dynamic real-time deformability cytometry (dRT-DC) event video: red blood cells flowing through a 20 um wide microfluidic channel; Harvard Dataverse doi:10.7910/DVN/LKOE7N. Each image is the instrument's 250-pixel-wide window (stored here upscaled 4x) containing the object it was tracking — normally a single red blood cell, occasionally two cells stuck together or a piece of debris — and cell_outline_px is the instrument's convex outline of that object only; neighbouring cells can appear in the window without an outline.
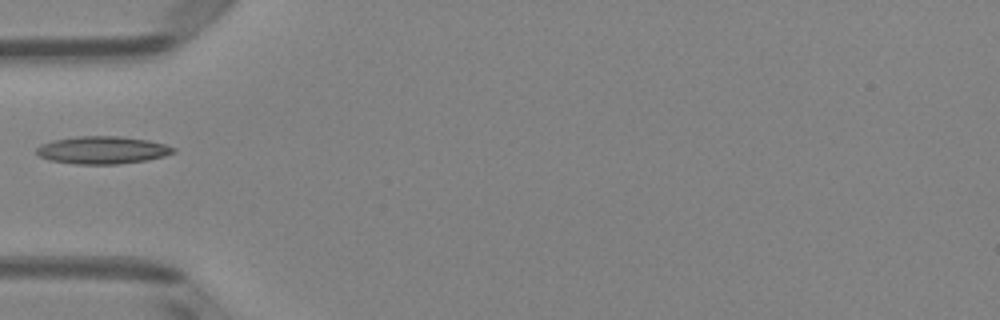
{"species": "Egyptian fruit bat (a non-hibernating species)", "species_latin": "Rousettus aegyptiacus", "temperature_condition": "room temperature", "stored_images_in_passage": 34, "camera_frame_rate_fps": 3000, "um_per_image_px": 0.085, "animal": {"sex": "female"}, "frame": {"image": 1, "passage_image": 1, "time_ms": 0.0, "image_size_px": [1000, 320], "cell_outline_px": [[176, 152], [164, 156], [144, 160], [116, 164], [76, 164], [48, 160], [40, 156], [36, 152], [36, 148], [40, 144], [52, 140], [76, 136], [120, 136], [148, 140], [164, 144], [176, 148]], "centroid_in_image_um": [8.68, 12.75], "position_along_channel_um": 76.3, "area_um2": 22.02}}
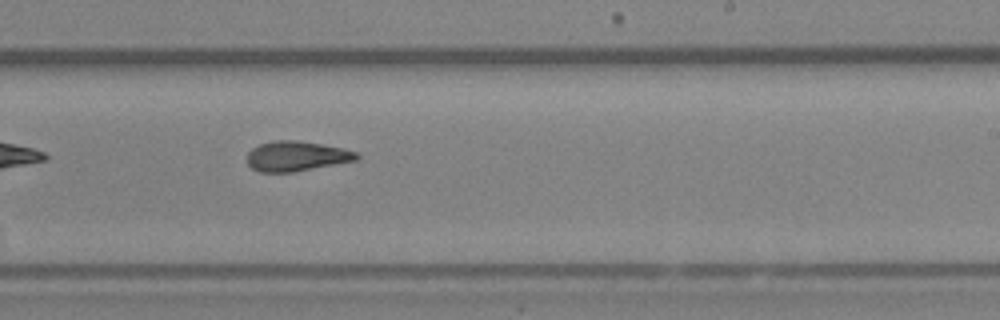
{"frame": {"image": 2, "passage_image": 15, "time_ms": 4.667, "image_size_px": [1000, 320], "cell_outline_px": [[360, 156], [356, 160], [292, 172], [260, 172], [252, 168], [248, 164], [248, 152], [252, 148], [260, 144], [272, 140], [296, 140], [344, 148], [356, 152]], "centroid_in_image_um": [25.18, 13.26], "position_along_channel_um": 263.8, "area_um2": 18.96}}
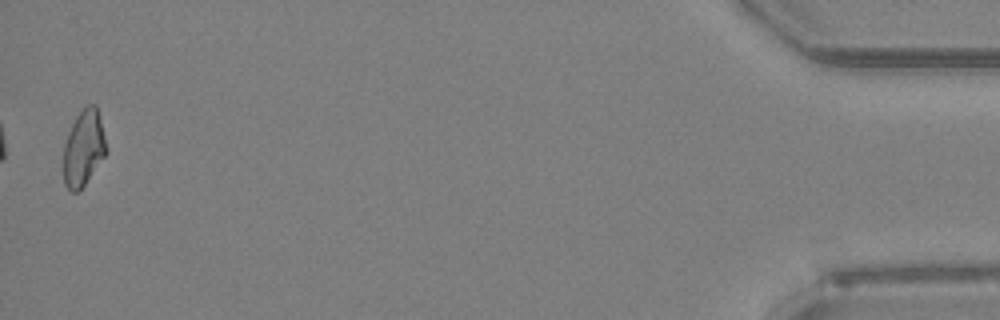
{"frame": {"image": 3, "passage_image": 34, "time_ms": 11.0, "image_size_px": [1000, 320], "cell_outline_px": [[108, 152], [84, 184], [76, 192], [72, 192], [64, 184], [64, 144], [68, 132], [76, 116], [84, 104], [96, 104], [108, 148]], "centroid_in_image_um": [7.12, 12.54], "position_along_channel_um": 428.1, "area_um2": 18.96}}